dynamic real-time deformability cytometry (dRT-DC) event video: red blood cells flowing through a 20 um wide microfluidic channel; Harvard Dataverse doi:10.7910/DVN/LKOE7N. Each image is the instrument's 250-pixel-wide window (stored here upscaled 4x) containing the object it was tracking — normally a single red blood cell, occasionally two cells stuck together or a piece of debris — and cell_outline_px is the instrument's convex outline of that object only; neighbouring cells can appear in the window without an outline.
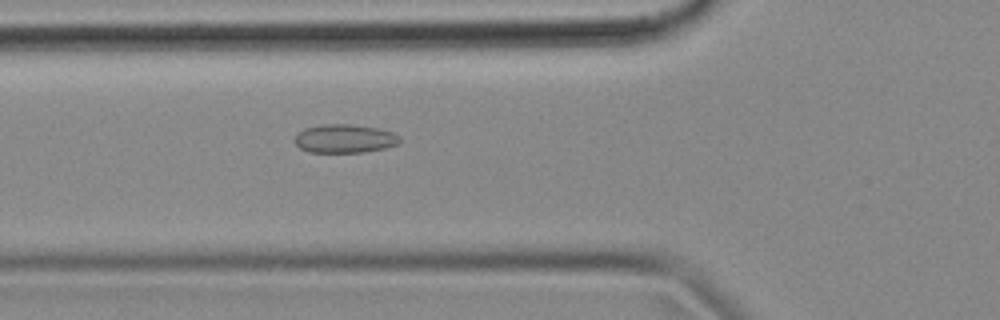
{"species": "common noctule bat (a hibernating species)", "species_latin": "Nyctalus noctula", "temperature_condition": "cold", "stored_images_in_passage": 54, "camera_frame_rate_fps": 3000, "um_per_image_px": 0.085, "animal": {"sex": "female", "body_mass_g": 18.4}, "frame": {"image": 1, "passage_image": 19, "time_ms": 6.0, "image_size_px": [1000, 320], "cell_outline_px": [[400, 140], [396, 144], [384, 148], [360, 152], [308, 152], [300, 148], [296, 144], [296, 136], [304, 128], [324, 124], [352, 124], [376, 128], [392, 132], [400, 136]], "centroid_in_image_um": [29.29, 11.78], "position_along_channel_um": 96.5, "area_um2": 17.22}}
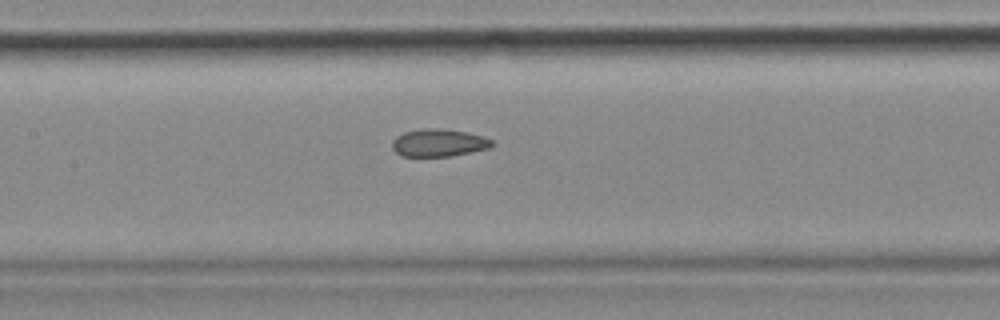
{"frame": {"image": 2, "passage_image": 25, "time_ms": 8.0, "image_size_px": [1000, 320], "cell_outline_px": [[492, 144], [488, 148], [452, 156], [400, 156], [392, 148], [392, 140], [396, 136], [404, 132], [420, 128], [444, 128], [468, 132], [484, 136], [492, 140]], "centroid_in_image_um": [37.26, 12.12], "position_along_channel_um": 170.1, "area_um2": 16.18}}
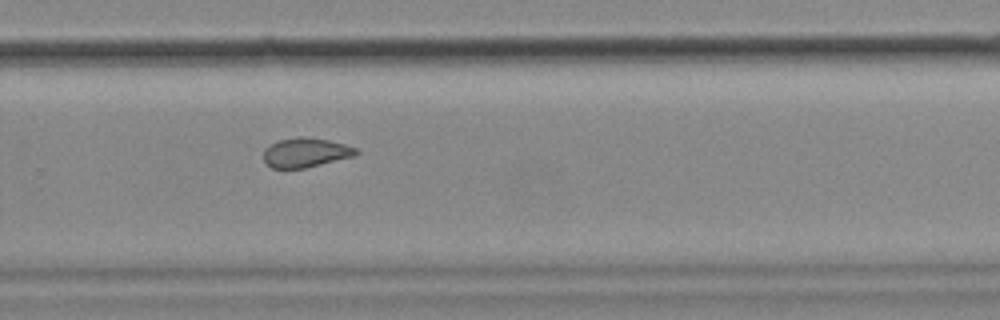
{"frame": {"image": 3, "passage_image": 36, "time_ms": 11.667, "image_size_px": [1000, 320], "cell_outline_px": [[360, 152], [352, 156], [304, 168], [272, 168], [264, 160], [264, 148], [280, 140], [300, 136], [328, 140], [344, 144], [356, 148]], "centroid_in_image_um": [25.96, 12.96], "position_along_channel_um": 303.8, "area_um2": 15.49}, "authors_computed_cell_mechanics": {"area_um2": 16.9065, "velocity_mm_per_s": 3.661, "shape_relaxation_time_tau1_ms": null, "shape_relaxation_time_tau2_ms": 2.603, "deformation_change_tau1": null, "deformation_change_tau2": 0.0678}}